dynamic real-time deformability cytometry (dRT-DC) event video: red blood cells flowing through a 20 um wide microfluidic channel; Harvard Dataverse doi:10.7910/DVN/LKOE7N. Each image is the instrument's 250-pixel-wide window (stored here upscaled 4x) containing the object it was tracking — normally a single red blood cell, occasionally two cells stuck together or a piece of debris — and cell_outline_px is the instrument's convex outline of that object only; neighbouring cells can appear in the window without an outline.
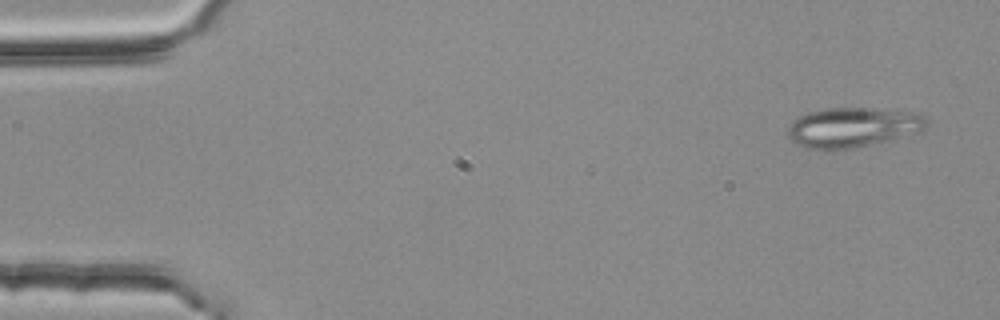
{"species": "common noctule bat (a hibernating species)", "species_latin": "Nyctalus noctula", "temperature_condition": "room temperature", "stored_images_in_passage": 5, "camera_frame_rate_fps": 3000, "um_per_image_px": 0.085, "animal": {"sex": "female", "body_mass_g": 25.1}, "frame": {"image": 1, "passage_image": 1, "time_ms": 0.0, "image_size_px": [1000, 320], "cell_outline_px": [[928, 124], [924, 132], [852, 148], [804, 148], [796, 144], [788, 136], [788, 128], [792, 120], [808, 112], [828, 108], [868, 108], [904, 112], [924, 116], [928, 120]], "centroid_in_image_um": [72.49, 10.82], "position_along_channel_um": 12.5, "area_um2": 31.79}}